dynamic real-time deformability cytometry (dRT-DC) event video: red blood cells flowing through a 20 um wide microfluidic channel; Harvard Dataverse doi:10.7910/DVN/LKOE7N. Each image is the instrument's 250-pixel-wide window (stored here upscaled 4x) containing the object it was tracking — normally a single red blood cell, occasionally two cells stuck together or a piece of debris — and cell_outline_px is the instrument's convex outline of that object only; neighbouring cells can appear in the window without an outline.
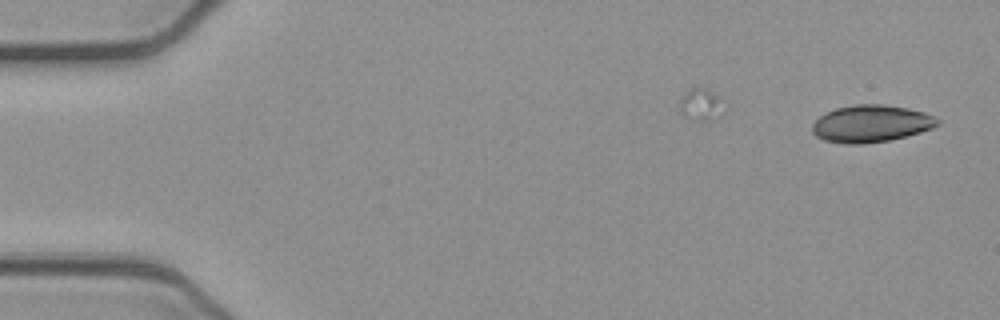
{"species": "common noctule bat (a hibernating species)", "species_latin": "Nyctalus noctula", "temperature_condition": "cold", "stored_images_in_passage": 13, "camera_frame_rate_fps": 3000, "um_per_image_px": 0.085, "animal": {"sex": "female", "body_mass_g": 21.9}, "frame": {"image": 1, "passage_image": 1, "time_ms": 0.0, "image_size_px": [1000, 320], "cell_outline_px": [[940, 124], [932, 128], [920, 132], [888, 140], [864, 144], [844, 144], [824, 140], [816, 136], [812, 132], [812, 124], [820, 116], [836, 108], [856, 104], [880, 104], [908, 108], [924, 112], [940, 120]], "centroid_in_image_um": [74.03, 10.51], "position_along_channel_um": 11.0, "area_um2": 26.99}}